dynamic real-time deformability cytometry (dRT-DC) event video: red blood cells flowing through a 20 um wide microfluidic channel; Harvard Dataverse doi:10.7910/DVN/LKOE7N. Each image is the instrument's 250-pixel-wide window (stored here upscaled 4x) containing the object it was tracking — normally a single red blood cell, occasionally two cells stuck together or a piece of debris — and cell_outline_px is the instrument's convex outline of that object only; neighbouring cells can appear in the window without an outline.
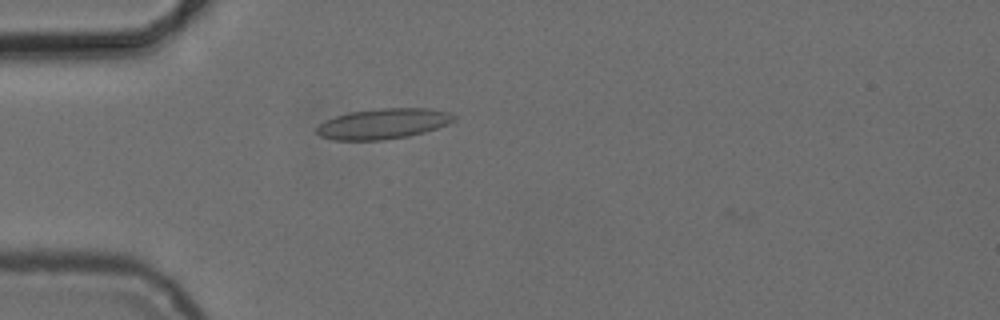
{"species": "common noctule bat (a hibernating species)", "species_latin": "Nyctalus noctula", "temperature_condition": "cold", "stored_images_in_passage": 2, "camera_frame_rate_fps": 3000, "um_per_image_px": 0.085, "animal": {"sex": "female", "body_mass_g": 24.6, "forearm_length_mm": 56.2}, "frame": {"image": 1, "passage_image": 2, "time_ms": 1.333, "image_size_px": [1000, 320], "cell_outline_px": [[456, 120], [448, 124], [424, 132], [408, 136], [384, 140], [332, 140], [320, 136], [316, 132], [316, 128], [324, 120], [348, 112], [380, 108], [428, 108], [448, 112], [456, 116]], "centroid_in_image_um": [32.56, 10.51], "position_along_channel_um": 52.4, "area_um2": 24.45}}